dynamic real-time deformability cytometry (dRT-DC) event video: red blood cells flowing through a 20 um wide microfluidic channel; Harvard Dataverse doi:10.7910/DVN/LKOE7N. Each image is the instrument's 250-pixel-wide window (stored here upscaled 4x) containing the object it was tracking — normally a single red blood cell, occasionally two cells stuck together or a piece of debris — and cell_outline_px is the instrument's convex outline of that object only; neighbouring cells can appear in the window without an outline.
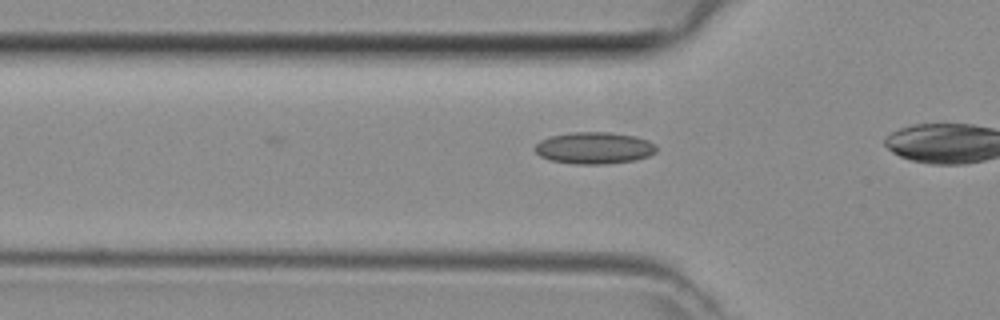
{"species": "common noctule bat (a hibernating species)", "species_latin": "Nyctalus noctula", "temperature_condition": "room temperature", "stored_images_in_passage": 5, "camera_frame_rate_fps": 3000, "um_per_image_px": 0.085, "animal": {"sex": "female", "body_mass_g": 29.2, "forearm_length_mm": 56.3}, "frame": {"image": 1, "passage_image": 5, "time_ms": 1.333, "image_size_px": [1000, 320], "cell_outline_px": [[656, 152], [648, 156], [636, 160], [604, 164], [572, 164], [548, 160], [540, 156], [532, 148], [540, 140], [552, 136], [572, 132], [612, 132], [636, 136], [648, 140], [656, 144]], "centroid_in_image_um": [50.5, 12.58], "position_along_channel_um": 75.3, "area_um2": 22.77}}